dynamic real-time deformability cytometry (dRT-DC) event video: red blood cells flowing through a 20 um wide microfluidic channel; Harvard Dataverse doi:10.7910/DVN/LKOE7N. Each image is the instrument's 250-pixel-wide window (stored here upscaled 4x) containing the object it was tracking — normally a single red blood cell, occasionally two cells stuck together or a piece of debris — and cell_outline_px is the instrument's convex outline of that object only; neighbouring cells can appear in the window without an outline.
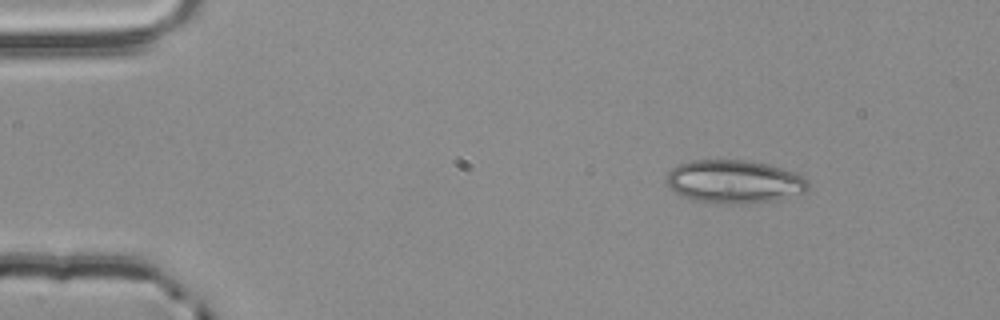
{"species": "common noctule bat (a hibernating species)", "species_latin": "Nyctalus noctula", "temperature_condition": "room temperature", "stored_images_in_passage": 3, "camera_frame_rate_fps": 3000, "um_per_image_px": 0.085, "animal": {"sex": "male", "body_mass_g": 20.4}, "frame": {"image": 1, "passage_image": 1, "time_ms": 0.0, "image_size_px": [1000, 320], "cell_outline_px": [[808, 188], [804, 192], [776, 200], [744, 204], [732, 204], [692, 200], [668, 188], [668, 172], [672, 168], [680, 164], [692, 160], [744, 160], [768, 164], [800, 172], [808, 180]], "centroid_in_image_um": [62.46, 15.43], "position_along_channel_um": 22.5, "area_um2": 35.78}}